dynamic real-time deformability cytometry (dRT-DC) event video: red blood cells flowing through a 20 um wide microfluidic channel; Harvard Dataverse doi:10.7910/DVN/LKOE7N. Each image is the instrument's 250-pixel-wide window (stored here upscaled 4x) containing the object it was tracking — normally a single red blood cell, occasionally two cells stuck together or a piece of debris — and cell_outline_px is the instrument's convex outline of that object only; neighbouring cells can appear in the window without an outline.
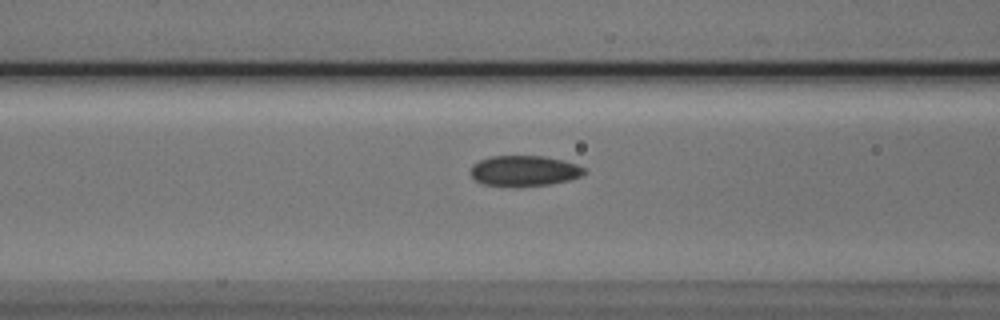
{"species": "Egyptian fruit bat (a non-hibernating species)", "species_latin": "Rousettus aegyptiacus", "temperature_condition": "cold", "stored_images_in_passage": 19, "camera_frame_rate_fps": 3000, "um_per_image_px": 0.085, "animal": {"sex": "male"}, "frame": {"image": 1, "passage_image": 7, "time_ms": 2.0, "image_size_px": [1000, 320], "cell_outline_px": [[588, 172], [580, 176], [568, 180], [548, 184], [516, 188], [480, 184], [472, 176], [472, 164], [480, 160], [492, 156], [544, 156], [564, 160], [576, 164], [584, 168]], "centroid_in_image_um": [44.55, 14.54], "position_along_channel_um": 122.0, "area_um2": 20.52}}
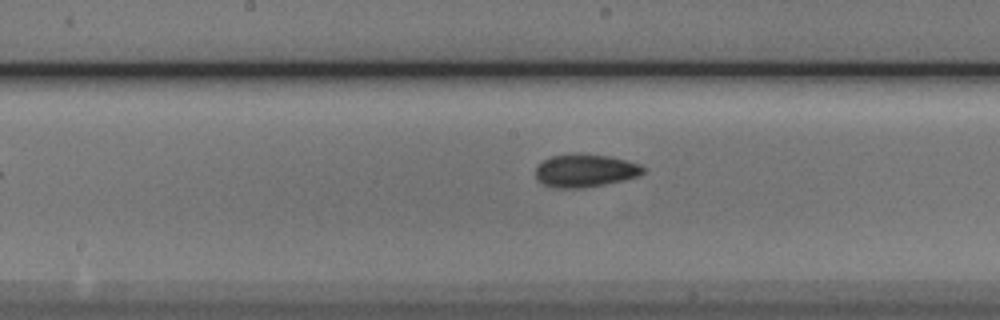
{"frame": {"image": 2, "passage_image": 13, "time_ms": 4.0, "image_size_px": [1000, 320], "cell_outline_px": [[644, 172], [640, 176], [624, 180], [584, 188], [552, 188], [544, 184], [536, 176], [536, 168], [544, 160], [552, 156], [608, 156], [640, 164], [644, 168]], "centroid_in_image_um": [49.77, 14.55], "position_along_channel_um": 198.4, "area_um2": 19.88}}
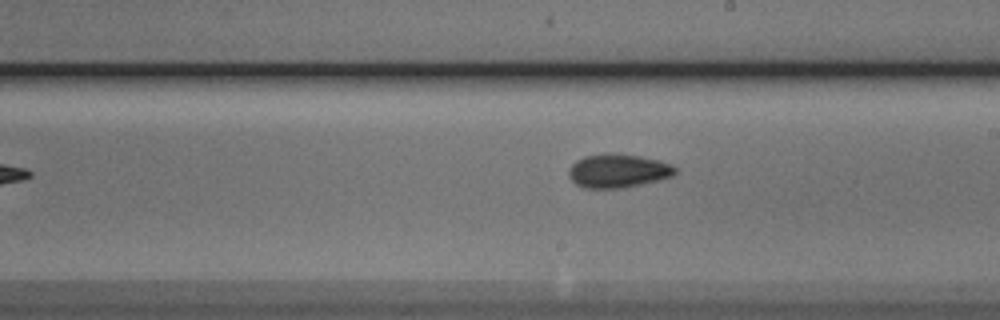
{"frame": {"image": 3, "passage_image": 16, "time_ms": 5.0, "image_size_px": [1000, 320], "cell_outline_px": [[676, 172], [672, 176], [660, 180], [624, 188], [584, 188], [576, 184], [568, 176], [568, 168], [576, 160], [584, 156], [640, 156], [660, 160], [672, 164], [676, 168]], "centroid_in_image_um": [52.55, 14.57], "position_along_channel_um": 236.5, "area_um2": 20.4}}